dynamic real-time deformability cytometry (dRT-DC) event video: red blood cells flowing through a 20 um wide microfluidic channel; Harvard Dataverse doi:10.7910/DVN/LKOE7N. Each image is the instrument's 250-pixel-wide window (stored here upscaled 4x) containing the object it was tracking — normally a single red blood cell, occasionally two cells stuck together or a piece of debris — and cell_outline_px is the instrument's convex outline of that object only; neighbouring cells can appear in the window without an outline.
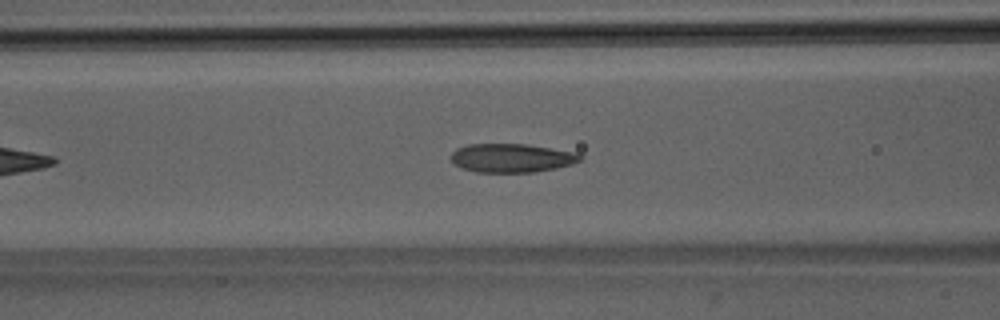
{"species": "Egyptian fruit bat (a non-hibernating species)", "species_latin": "Rousettus aegyptiacus", "temperature_condition": "room temperature", "stored_images_in_passage": 40, "camera_frame_rate_fps": 3000, "um_per_image_px": 0.085, "animal": {"sex": "male"}, "frame": {"image": 1, "passage_image": 10, "time_ms": 3.0, "image_size_px": [1000, 320], "cell_outline_px": [[584, 156], [580, 160], [572, 164], [556, 168], [532, 172], [476, 172], [460, 168], [448, 156], [456, 148], [468, 144], [528, 144], [576, 152]], "centroid_in_image_um": [43.48, 13.42], "position_along_channel_um": 123.1, "area_um2": 21.79}}
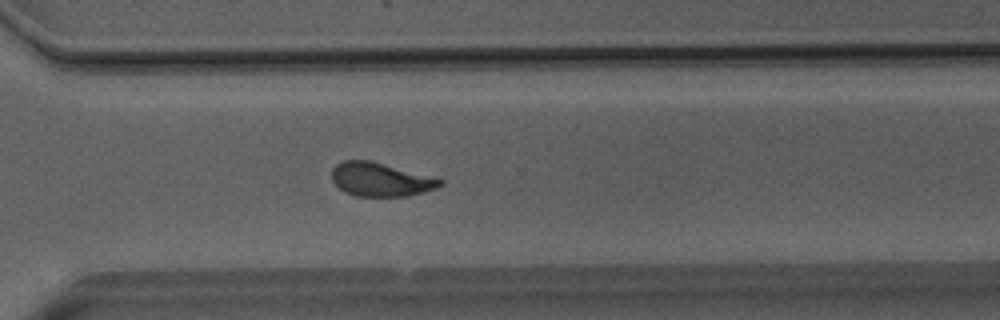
{"frame": {"image": 2, "passage_image": 26, "time_ms": 8.333, "image_size_px": [1000, 320], "cell_outline_px": [[444, 184], [436, 188], [424, 192], [408, 196], [356, 196], [344, 192], [332, 180], [332, 168], [336, 164], [344, 160], [368, 160], [444, 180]], "centroid_in_image_um": [32.33, 15.27], "position_along_channel_um": 338.3, "area_um2": 20.98}}
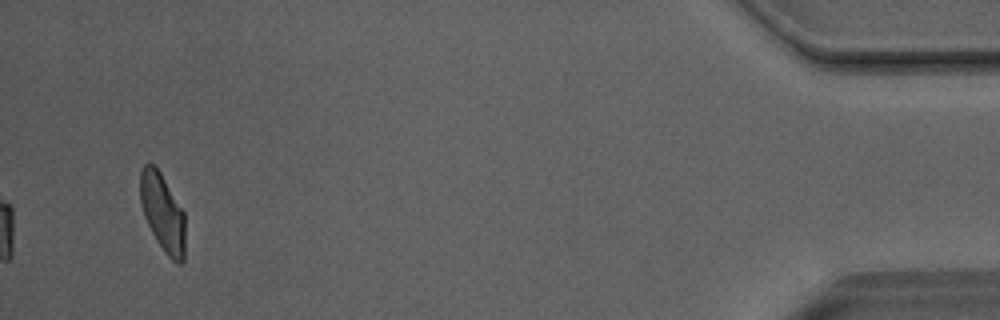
{"frame": {"image": 3, "passage_image": 38, "time_ms": 12.333, "image_size_px": [1000, 320], "cell_outline_px": [[184, 260], [180, 264], [176, 264], [164, 252], [156, 240], [144, 216], [140, 200], [140, 168], [148, 160], [156, 164], [184, 212]], "centroid_in_image_um": [13.8, 18.01], "position_along_channel_um": 421.4, "area_um2": 20.69}, "authors_computed_cell_mechanics": {"area_um2": 21.6172, "velocity_mm_per_s": 4.0359, "shape_relaxation_time_tau1_ms": 5.1525, "shape_relaxation_time_tau2_ms": 1.5732, "deformation_change_tau1": 0.1592, "deformation_change_tau2": 0.0828}}